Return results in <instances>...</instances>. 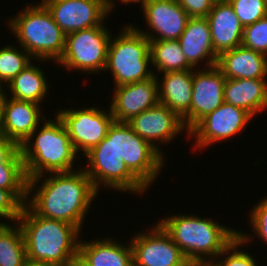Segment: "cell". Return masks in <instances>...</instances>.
Returning <instances> with one entry per match:
<instances>
[{
    "instance_id": "obj_17",
    "label": "cell",
    "mask_w": 267,
    "mask_h": 266,
    "mask_svg": "<svg viewBox=\"0 0 267 266\" xmlns=\"http://www.w3.org/2000/svg\"><path fill=\"white\" fill-rule=\"evenodd\" d=\"M7 94L5 92L1 134L20 147L40 126L41 119L45 121L46 118L41 115L40 104L16 100Z\"/></svg>"
},
{
    "instance_id": "obj_14",
    "label": "cell",
    "mask_w": 267,
    "mask_h": 266,
    "mask_svg": "<svg viewBox=\"0 0 267 266\" xmlns=\"http://www.w3.org/2000/svg\"><path fill=\"white\" fill-rule=\"evenodd\" d=\"M127 123L134 132L148 141L162 155L164 153L158 145L163 143L169 144L182 131H186L188 137V132L185 130L182 119L174 111L161 103L134 116Z\"/></svg>"
},
{
    "instance_id": "obj_34",
    "label": "cell",
    "mask_w": 267,
    "mask_h": 266,
    "mask_svg": "<svg viewBox=\"0 0 267 266\" xmlns=\"http://www.w3.org/2000/svg\"><path fill=\"white\" fill-rule=\"evenodd\" d=\"M190 18L206 17L212 10V0H178Z\"/></svg>"
},
{
    "instance_id": "obj_25",
    "label": "cell",
    "mask_w": 267,
    "mask_h": 266,
    "mask_svg": "<svg viewBox=\"0 0 267 266\" xmlns=\"http://www.w3.org/2000/svg\"><path fill=\"white\" fill-rule=\"evenodd\" d=\"M149 41L153 71L158 70L155 73L195 70L188 63L178 40Z\"/></svg>"
},
{
    "instance_id": "obj_29",
    "label": "cell",
    "mask_w": 267,
    "mask_h": 266,
    "mask_svg": "<svg viewBox=\"0 0 267 266\" xmlns=\"http://www.w3.org/2000/svg\"><path fill=\"white\" fill-rule=\"evenodd\" d=\"M243 27L267 16L265 0H227Z\"/></svg>"
},
{
    "instance_id": "obj_40",
    "label": "cell",
    "mask_w": 267,
    "mask_h": 266,
    "mask_svg": "<svg viewBox=\"0 0 267 266\" xmlns=\"http://www.w3.org/2000/svg\"><path fill=\"white\" fill-rule=\"evenodd\" d=\"M213 2H225L227 0H212Z\"/></svg>"
},
{
    "instance_id": "obj_30",
    "label": "cell",
    "mask_w": 267,
    "mask_h": 266,
    "mask_svg": "<svg viewBox=\"0 0 267 266\" xmlns=\"http://www.w3.org/2000/svg\"><path fill=\"white\" fill-rule=\"evenodd\" d=\"M27 199V190H7L0 188V218L16 223Z\"/></svg>"
},
{
    "instance_id": "obj_6",
    "label": "cell",
    "mask_w": 267,
    "mask_h": 266,
    "mask_svg": "<svg viewBox=\"0 0 267 266\" xmlns=\"http://www.w3.org/2000/svg\"><path fill=\"white\" fill-rule=\"evenodd\" d=\"M8 23L16 41L33 59L57 63L62 57L66 34L44 4L31 3Z\"/></svg>"
},
{
    "instance_id": "obj_24",
    "label": "cell",
    "mask_w": 267,
    "mask_h": 266,
    "mask_svg": "<svg viewBox=\"0 0 267 266\" xmlns=\"http://www.w3.org/2000/svg\"><path fill=\"white\" fill-rule=\"evenodd\" d=\"M41 70L40 66L31 62L7 84V90L11 94L8 97L42 104L49 92V85L45 73Z\"/></svg>"
},
{
    "instance_id": "obj_21",
    "label": "cell",
    "mask_w": 267,
    "mask_h": 266,
    "mask_svg": "<svg viewBox=\"0 0 267 266\" xmlns=\"http://www.w3.org/2000/svg\"><path fill=\"white\" fill-rule=\"evenodd\" d=\"M216 67L226 79H267V55L242 45L221 53Z\"/></svg>"
},
{
    "instance_id": "obj_9",
    "label": "cell",
    "mask_w": 267,
    "mask_h": 266,
    "mask_svg": "<svg viewBox=\"0 0 267 266\" xmlns=\"http://www.w3.org/2000/svg\"><path fill=\"white\" fill-rule=\"evenodd\" d=\"M57 115L63 122L76 153L85 155L97 146L106 136L114 117L101 108L58 109Z\"/></svg>"
},
{
    "instance_id": "obj_22",
    "label": "cell",
    "mask_w": 267,
    "mask_h": 266,
    "mask_svg": "<svg viewBox=\"0 0 267 266\" xmlns=\"http://www.w3.org/2000/svg\"><path fill=\"white\" fill-rule=\"evenodd\" d=\"M78 257L87 266H134L131 243L123 245L113 238L79 241Z\"/></svg>"
},
{
    "instance_id": "obj_19",
    "label": "cell",
    "mask_w": 267,
    "mask_h": 266,
    "mask_svg": "<svg viewBox=\"0 0 267 266\" xmlns=\"http://www.w3.org/2000/svg\"><path fill=\"white\" fill-rule=\"evenodd\" d=\"M206 19L210 27L213 49L218 56L242 45L244 27L228 1L214 2Z\"/></svg>"
},
{
    "instance_id": "obj_10",
    "label": "cell",
    "mask_w": 267,
    "mask_h": 266,
    "mask_svg": "<svg viewBox=\"0 0 267 266\" xmlns=\"http://www.w3.org/2000/svg\"><path fill=\"white\" fill-rule=\"evenodd\" d=\"M130 239L134 266H193L157 222Z\"/></svg>"
},
{
    "instance_id": "obj_13",
    "label": "cell",
    "mask_w": 267,
    "mask_h": 266,
    "mask_svg": "<svg viewBox=\"0 0 267 266\" xmlns=\"http://www.w3.org/2000/svg\"><path fill=\"white\" fill-rule=\"evenodd\" d=\"M142 13L147 29L155 34L134 27L149 40H178L190 19L178 0H149L142 7Z\"/></svg>"
},
{
    "instance_id": "obj_5",
    "label": "cell",
    "mask_w": 267,
    "mask_h": 266,
    "mask_svg": "<svg viewBox=\"0 0 267 266\" xmlns=\"http://www.w3.org/2000/svg\"><path fill=\"white\" fill-rule=\"evenodd\" d=\"M55 116L54 120L45 119L42 128L38 126L19 147L27 179L75 170L78 154L63 122Z\"/></svg>"
},
{
    "instance_id": "obj_11",
    "label": "cell",
    "mask_w": 267,
    "mask_h": 266,
    "mask_svg": "<svg viewBox=\"0 0 267 266\" xmlns=\"http://www.w3.org/2000/svg\"><path fill=\"white\" fill-rule=\"evenodd\" d=\"M253 116L246 110L223 103L210 114L203 117L189 132L195 137L194 150L206 148L218 141H226L245 130Z\"/></svg>"
},
{
    "instance_id": "obj_41",
    "label": "cell",
    "mask_w": 267,
    "mask_h": 266,
    "mask_svg": "<svg viewBox=\"0 0 267 266\" xmlns=\"http://www.w3.org/2000/svg\"><path fill=\"white\" fill-rule=\"evenodd\" d=\"M47 1H49V0H41V2L39 4H44Z\"/></svg>"
},
{
    "instance_id": "obj_38",
    "label": "cell",
    "mask_w": 267,
    "mask_h": 266,
    "mask_svg": "<svg viewBox=\"0 0 267 266\" xmlns=\"http://www.w3.org/2000/svg\"><path fill=\"white\" fill-rule=\"evenodd\" d=\"M28 266H73V263H69V264H34V265H28Z\"/></svg>"
},
{
    "instance_id": "obj_16",
    "label": "cell",
    "mask_w": 267,
    "mask_h": 266,
    "mask_svg": "<svg viewBox=\"0 0 267 266\" xmlns=\"http://www.w3.org/2000/svg\"><path fill=\"white\" fill-rule=\"evenodd\" d=\"M226 77L216 67L193 71L190 130L224 103Z\"/></svg>"
},
{
    "instance_id": "obj_36",
    "label": "cell",
    "mask_w": 267,
    "mask_h": 266,
    "mask_svg": "<svg viewBox=\"0 0 267 266\" xmlns=\"http://www.w3.org/2000/svg\"><path fill=\"white\" fill-rule=\"evenodd\" d=\"M114 0H107V7H108V10H109V13L112 12V9H114L115 7V3L116 2H113ZM122 1V3L124 4H132V3H139L140 2V6L141 8L149 1V0H120Z\"/></svg>"
},
{
    "instance_id": "obj_37",
    "label": "cell",
    "mask_w": 267,
    "mask_h": 266,
    "mask_svg": "<svg viewBox=\"0 0 267 266\" xmlns=\"http://www.w3.org/2000/svg\"><path fill=\"white\" fill-rule=\"evenodd\" d=\"M5 91L2 88H0V134L2 129V123H3V104L5 99Z\"/></svg>"
},
{
    "instance_id": "obj_3",
    "label": "cell",
    "mask_w": 267,
    "mask_h": 266,
    "mask_svg": "<svg viewBox=\"0 0 267 266\" xmlns=\"http://www.w3.org/2000/svg\"><path fill=\"white\" fill-rule=\"evenodd\" d=\"M17 223L24 236L29 265L69 264L78 257L81 231L75 225L40 217L26 204Z\"/></svg>"
},
{
    "instance_id": "obj_35",
    "label": "cell",
    "mask_w": 267,
    "mask_h": 266,
    "mask_svg": "<svg viewBox=\"0 0 267 266\" xmlns=\"http://www.w3.org/2000/svg\"><path fill=\"white\" fill-rule=\"evenodd\" d=\"M0 163H23L19 146L0 134Z\"/></svg>"
},
{
    "instance_id": "obj_18",
    "label": "cell",
    "mask_w": 267,
    "mask_h": 266,
    "mask_svg": "<svg viewBox=\"0 0 267 266\" xmlns=\"http://www.w3.org/2000/svg\"><path fill=\"white\" fill-rule=\"evenodd\" d=\"M193 71L162 73V80L158 78L159 75L155 74L158 82L159 103L170 108L182 119L187 132L190 131Z\"/></svg>"
},
{
    "instance_id": "obj_8",
    "label": "cell",
    "mask_w": 267,
    "mask_h": 266,
    "mask_svg": "<svg viewBox=\"0 0 267 266\" xmlns=\"http://www.w3.org/2000/svg\"><path fill=\"white\" fill-rule=\"evenodd\" d=\"M111 35L104 22L100 26L66 34L64 53L56 64L83 74L105 70Z\"/></svg>"
},
{
    "instance_id": "obj_26",
    "label": "cell",
    "mask_w": 267,
    "mask_h": 266,
    "mask_svg": "<svg viewBox=\"0 0 267 266\" xmlns=\"http://www.w3.org/2000/svg\"><path fill=\"white\" fill-rule=\"evenodd\" d=\"M24 236L18 223H0V266H28Z\"/></svg>"
},
{
    "instance_id": "obj_23",
    "label": "cell",
    "mask_w": 267,
    "mask_h": 266,
    "mask_svg": "<svg viewBox=\"0 0 267 266\" xmlns=\"http://www.w3.org/2000/svg\"><path fill=\"white\" fill-rule=\"evenodd\" d=\"M224 102L254 117L267 108V79H226Z\"/></svg>"
},
{
    "instance_id": "obj_12",
    "label": "cell",
    "mask_w": 267,
    "mask_h": 266,
    "mask_svg": "<svg viewBox=\"0 0 267 266\" xmlns=\"http://www.w3.org/2000/svg\"><path fill=\"white\" fill-rule=\"evenodd\" d=\"M44 5L65 34L100 26L109 16L107 0H49Z\"/></svg>"
},
{
    "instance_id": "obj_39",
    "label": "cell",
    "mask_w": 267,
    "mask_h": 266,
    "mask_svg": "<svg viewBox=\"0 0 267 266\" xmlns=\"http://www.w3.org/2000/svg\"><path fill=\"white\" fill-rule=\"evenodd\" d=\"M73 266H87L79 257L73 261Z\"/></svg>"
},
{
    "instance_id": "obj_28",
    "label": "cell",
    "mask_w": 267,
    "mask_h": 266,
    "mask_svg": "<svg viewBox=\"0 0 267 266\" xmlns=\"http://www.w3.org/2000/svg\"><path fill=\"white\" fill-rule=\"evenodd\" d=\"M250 241L249 234L247 236L246 232L238 231V236L208 266H258L256 259L241 248Z\"/></svg>"
},
{
    "instance_id": "obj_7",
    "label": "cell",
    "mask_w": 267,
    "mask_h": 266,
    "mask_svg": "<svg viewBox=\"0 0 267 266\" xmlns=\"http://www.w3.org/2000/svg\"><path fill=\"white\" fill-rule=\"evenodd\" d=\"M123 27L119 35L114 38L111 36L103 71H111L115 87L155 76L153 69H149V65H152L149 39L133 24Z\"/></svg>"
},
{
    "instance_id": "obj_31",
    "label": "cell",
    "mask_w": 267,
    "mask_h": 266,
    "mask_svg": "<svg viewBox=\"0 0 267 266\" xmlns=\"http://www.w3.org/2000/svg\"><path fill=\"white\" fill-rule=\"evenodd\" d=\"M27 183L24 163H0V188L27 190Z\"/></svg>"
},
{
    "instance_id": "obj_27",
    "label": "cell",
    "mask_w": 267,
    "mask_h": 266,
    "mask_svg": "<svg viewBox=\"0 0 267 266\" xmlns=\"http://www.w3.org/2000/svg\"><path fill=\"white\" fill-rule=\"evenodd\" d=\"M31 59L33 58L22 47L20 50L9 44L0 48V88L7 85L25 69L32 62Z\"/></svg>"
},
{
    "instance_id": "obj_33",
    "label": "cell",
    "mask_w": 267,
    "mask_h": 266,
    "mask_svg": "<svg viewBox=\"0 0 267 266\" xmlns=\"http://www.w3.org/2000/svg\"><path fill=\"white\" fill-rule=\"evenodd\" d=\"M250 224L255 237L267 244V196L250 211Z\"/></svg>"
},
{
    "instance_id": "obj_4",
    "label": "cell",
    "mask_w": 267,
    "mask_h": 266,
    "mask_svg": "<svg viewBox=\"0 0 267 266\" xmlns=\"http://www.w3.org/2000/svg\"><path fill=\"white\" fill-rule=\"evenodd\" d=\"M158 223L193 266H208L238 236V230L211 217L178 213Z\"/></svg>"
},
{
    "instance_id": "obj_20",
    "label": "cell",
    "mask_w": 267,
    "mask_h": 266,
    "mask_svg": "<svg viewBox=\"0 0 267 266\" xmlns=\"http://www.w3.org/2000/svg\"><path fill=\"white\" fill-rule=\"evenodd\" d=\"M188 63L196 69L205 60L206 67L216 66L218 55L213 49L210 27L206 17L190 18L184 32L178 39ZM199 65V67L197 66Z\"/></svg>"
},
{
    "instance_id": "obj_2",
    "label": "cell",
    "mask_w": 267,
    "mask_h": 266,
    "mask_svg": "<svg viewBox=\"0 0 267 266\" xmlns=\"http://www.w3.org/2000/svg\"><path fill=\"white\" fill-rule=\"evenodd\" d=\"M76 170L28 179L25 204L40 217L64 221L81 231L85 216L99 193L84 169Z\"/></svg>"
},
{
    "instance_id": "obj_32",
    "label": "cell",
    "mask_w": 267,
    "mask_h": 266,
    "mask_svg": "<svg viewBox=\"0 0 267 266\" xmlns=\"http://www.w3.org/2000/svg\"><path fill=\"white\" fill-rule=\"evenodd\" d=\"M242 46L267 55V16L244 27Z\"/></svg>"
},
{
    "instance_id": "obj_1",
    "label": "cell",
    "mask_w": 267,
    "mask_h": 266,
    "mask_svg": "<svg viewBox=\"0 0 267 266\" xmlns=\"http://www.w3.org/2000/svg\"><path fill=\"white\" fill-rule=\"evenodd\" d=\"M84 156L88 165L83 169L97 192L104 186L138 196L155 182L165 158L127 122L115 121L107 136Z\"/></svg>"
},
{
    "instance_id": "obj_15",
    "label": "cell",
    "mask_w": 267,
    "mask_h": 266,
    "mask_svg": "<svg viewBox=\"0 0 267 266\" xmlns=\"http://www.w3.org/2000/svg\"><path fill=\"white\" fill-rule=\"evenodd\" d=\"M113 92L110 111L115 122H128L159 103L156 75L143 81L114 87Z\"/></svg>"
}]
</instances>
